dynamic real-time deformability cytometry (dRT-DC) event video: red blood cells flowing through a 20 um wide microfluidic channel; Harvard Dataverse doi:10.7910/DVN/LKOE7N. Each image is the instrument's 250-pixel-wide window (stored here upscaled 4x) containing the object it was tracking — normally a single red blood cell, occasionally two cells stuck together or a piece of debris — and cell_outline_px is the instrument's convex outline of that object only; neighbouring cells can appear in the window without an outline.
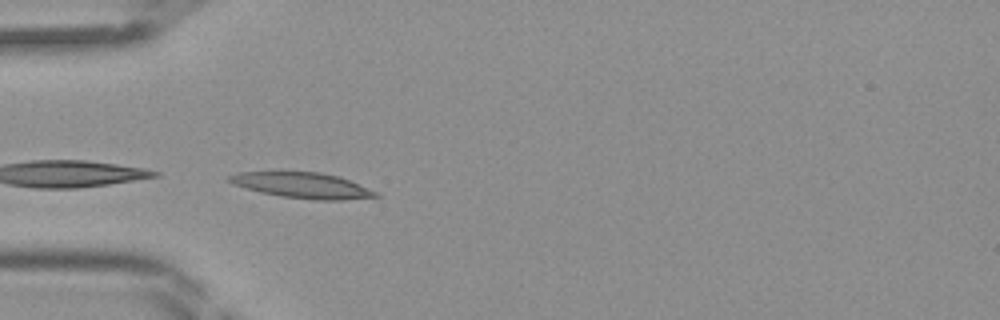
{"species": "Egyptian fruit bat (a non-hibernating species)", "species_latin": "Rousettus aegyptiacus", "temperature_condition": "room temperature", "stored_images_in_passage": 34, "camera_frame_rate_fps": 3000, "um_per_image_px": 0.085, "frame": {"image": 1, "passage_image": 12, "time_ms": 3.667, "image_size_px": [1000, 320], "cell_outline_px": [[380, 196], [344, 200], [316, 200], [280, 196], [260, 192], [232, 184], [224, 180], [228, 176], [240, 172], [320, 172], [340, 176], [376, 192]], "centroid_in_image_um": [25.66, 15.75], "position_along_channel_um": 59.3, "area_um2": 21.79}}
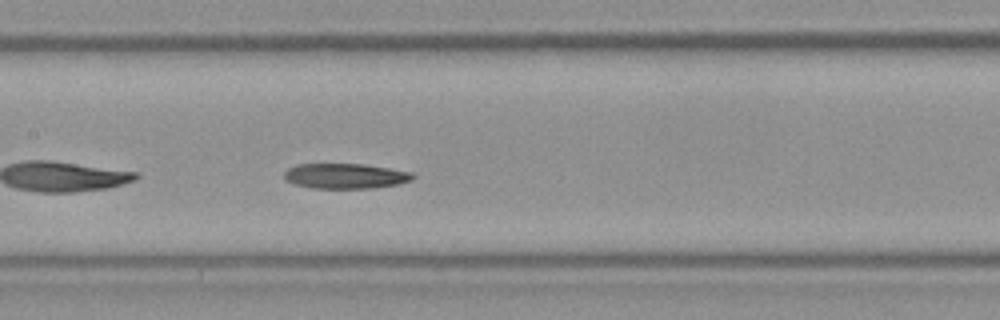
{"frame": {"image": 2, "passage_image": 20, "time_ms": 6.333, "image_size_px": [1000, 320], "cell_outline_px": [[416, 176], [412, 180], [400, 184], [372, 188], [312, 188], [296, 184], [288, 180], [284, 176], [284, 172], [288, 168], [296, 164], [364, 164], [412, 172]], "centroid_in_image_um": [29.39, 14.96], "position_along_channel_um": 178.0, "area_um2": 18.84}}
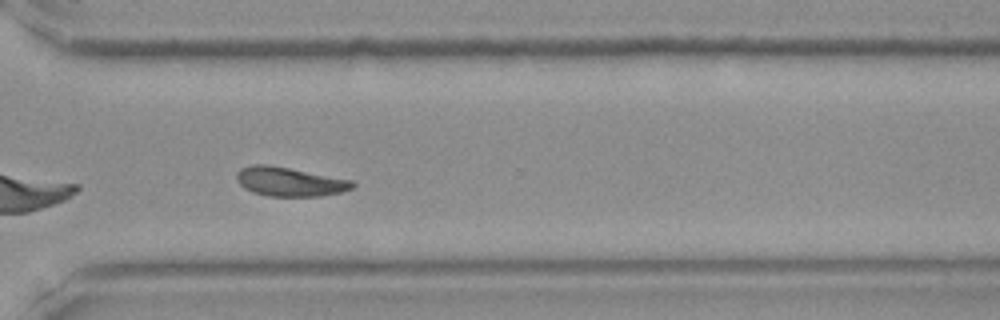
{"frame": {"image": 3, "passage_image": 31, "time_ms": 10.0, "image_size_px": [1000, 320], "cell_outline_px": [[356, 184], [352, 188], [340, 192], [320, 196], [268, 196], [252, 192], [244, 188], [236, 180], [236, 172], [240, 168], [252, 164], [268, 164], [352, 180]], "centroid_in_image_um": [24.57, 15.44], "position_along_channel_um": 346.0, "area_um2": 19.65}}